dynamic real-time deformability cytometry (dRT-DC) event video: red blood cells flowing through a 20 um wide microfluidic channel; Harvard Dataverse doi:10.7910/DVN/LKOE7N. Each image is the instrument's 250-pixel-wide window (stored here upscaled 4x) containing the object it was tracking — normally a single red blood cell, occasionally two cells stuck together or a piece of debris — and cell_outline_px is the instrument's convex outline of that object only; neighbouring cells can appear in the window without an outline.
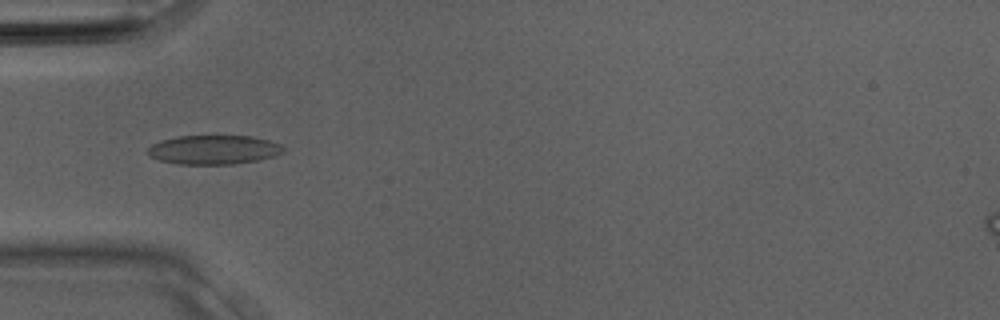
{"species": "Egyptian fruit bat (a non-hibernating species)", "species_latin": "Rousettus aegyptiacus", "temperature_condition": "room temperature", "stored_images_in_passage": 24, "camera_frame_rate_fps": 3000, "um_per_image_px": 0.085, "animal": {"sex": "male"}, "frame": {"image": 1, "passage_image": 4, "time_ms": 1.0, "image_size_px": [1000, 320], "cell_outline_px": [[284, 152], [272, 156], [256, 160], [232, 164], [176, 164], [160, 160], [148, 156], [148, 148], [152, 144], [160, 140], [180, 136], [252, 136], [268, 140], [280, 144], [284, 148]], "centroid_in_image_um": [18.13, 12.72], "position_along_channel_um": 66.9, "area_um2": 22.89}}
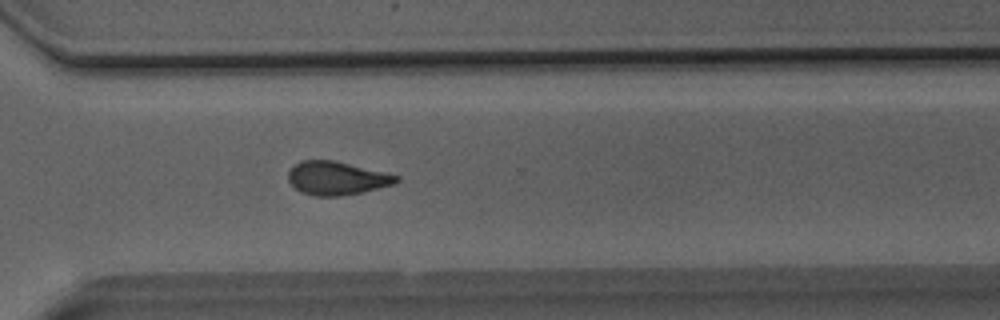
{"frame": {"image": 2, "passage_image": 17, "time_ms": 5.333, "image_size_px": [1000, 320], "cell_outline_px": [[400, 180], [396, 184], [360, 192], [340, 196], [316, 196], [300, 192], [288, 180], [288, 172], [300, 160], [336, 160], [400, 176]], "centroid_in_image_um": [28.64, 15.14], "position_along_channel_um": 342.0, "area_um2": 21.04}}
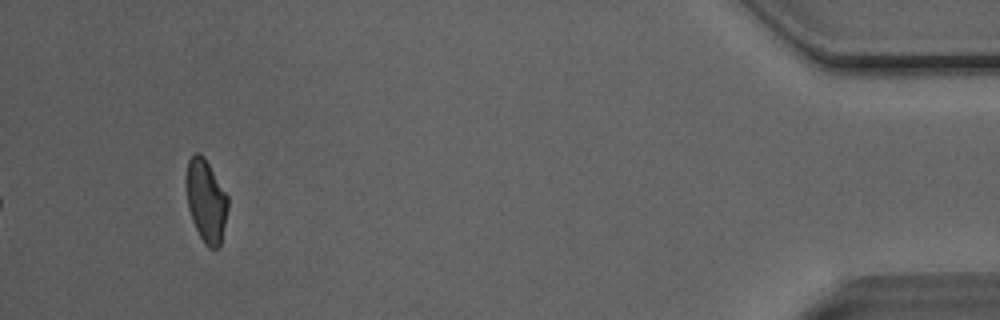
{"frame": {"image": 3, "passage_image": 24, "time_ms": 7.667, "image_size_px": [1000, 320], "cell_outline_px": [[228, 208], [220, 244], [216, 248], [208, 248], [204, 244], [192, 220], [188, 208], [184, 184], [184, 176], [188, 160], [196, 152], [200, 152], [204, 156], [228, 196]], "centroid_in_image_um": [17.48, 17.02], "position_along_channel_um": 417.7, "area_um2": 20.35}}